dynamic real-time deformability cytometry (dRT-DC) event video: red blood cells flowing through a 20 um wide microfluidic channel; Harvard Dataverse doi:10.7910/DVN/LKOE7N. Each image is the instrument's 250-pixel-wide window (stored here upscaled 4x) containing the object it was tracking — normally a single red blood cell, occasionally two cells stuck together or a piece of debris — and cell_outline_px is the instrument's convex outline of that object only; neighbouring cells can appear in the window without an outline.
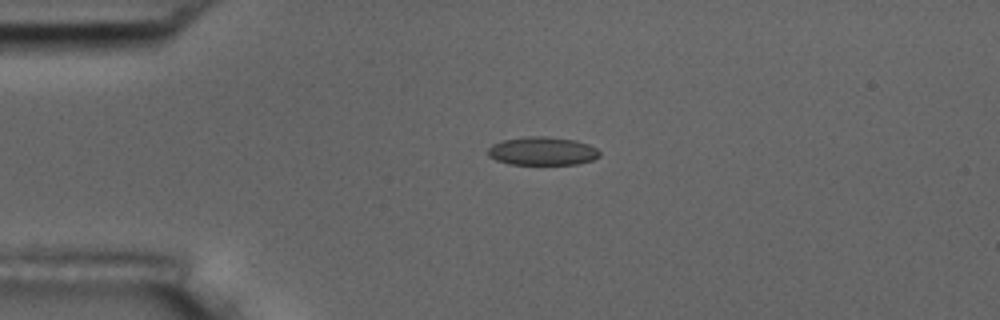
{"species": "common noctule bat (a hibernating species)", "species_latin": "Nyctalus noctula", "temperature_condition": "room temperature", "stored_images_in_passage": 4, "camera_frame_rate_fps": 3000, "um_per_image_px": 0.085, "animal": {"sex": "male", "body_mass_g": 17.5, "forearm_length_mm": 52.3}, "frame": {"image": 1, "passage_image": 2, "time_ms": 1.0, "image_size_px": [1000, 320], "cell_outline_px": [[600, 156], [592, 160], [576, 164], [508, 164], [496, 160], [488, 156], [488, 148], [492, 144], [504, 140], [524, 136], [548, 136], [576, 140], [588, 144], [596, 148], [600, 152]], "centroid_in_image_um": [46.09, 12.83], "position_along_channel_um": 38.9, "area_um2": 18.55}}